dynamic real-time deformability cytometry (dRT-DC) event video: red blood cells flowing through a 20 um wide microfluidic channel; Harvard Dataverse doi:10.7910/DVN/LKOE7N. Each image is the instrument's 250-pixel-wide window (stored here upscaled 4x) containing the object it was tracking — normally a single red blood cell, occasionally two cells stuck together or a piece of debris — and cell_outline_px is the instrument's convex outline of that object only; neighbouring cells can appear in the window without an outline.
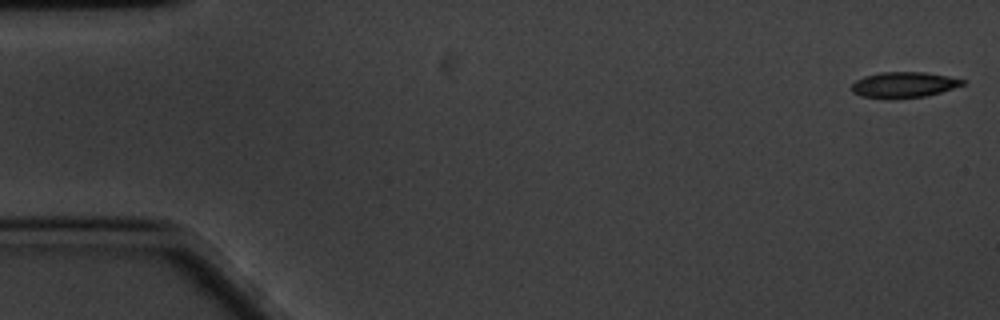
{"species": "common noctule bat (a hibernating species)", "species_latin": "Nyctalus noctula", "temperature_condition": "cold", "stored_images_in_passage": 11, "camera_frame_rate_fps": 3000, "um_per_image_px": 0.085, "animal": {"sex": "male", "body_mass_g": 20.1, "forearm_length_mm": 53.5}, "frame": {"image": 1, "passage_image": 1, "time_ms": 0.0, "image_size_px": [1000, 320], "cell_outline_px": [[964, 84], [940, 92], [924, 96], [896, 100], [888, 100], [860, 96], [852, 92], [852, 84], [856, 80], [864, 76], [880, 72], [924, 72], [948, 76], [964, 80]], "centroid_in_image_um": [76.76, 7.23], "position_along_channel_um": 8.2, "area_um2": 16.82}}